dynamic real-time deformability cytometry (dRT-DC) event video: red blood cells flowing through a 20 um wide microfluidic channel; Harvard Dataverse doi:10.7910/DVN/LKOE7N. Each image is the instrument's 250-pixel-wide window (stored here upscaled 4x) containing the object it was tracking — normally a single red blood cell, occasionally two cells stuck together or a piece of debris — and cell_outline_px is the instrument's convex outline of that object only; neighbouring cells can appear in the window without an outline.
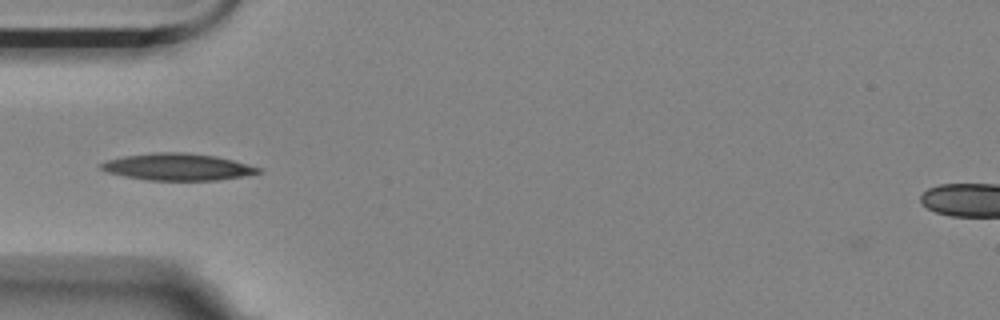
{"species": "Egyptian fruit bat (a non-hibernating species)", "species_latin": "Rousettus aegyptiacus", "temperature_condition": "room temperature", "stored_images_in_passage": 29, "camera_frame_rate_fps": 3000, "um_per_image_px": 0.085, "animal": {"sex": "female"}, "frame": {"image": 1, "passage_image": 1, "time_ms": 0.0, "image_size_px": [1000, 320], "cell_outline_px": [[264, 172], [220, 180], [148, 180], [124, 176], [108, 172], [100, 168], [100, 164], [108, 160], [124, 156], [160, 152], [184, 152], [216, 156], [232, 160], [260, 168]], "centroid_in_image_um": [15.11, 14.19], "position_along_channel_um": 69.9, "area_um2": 24.39}}
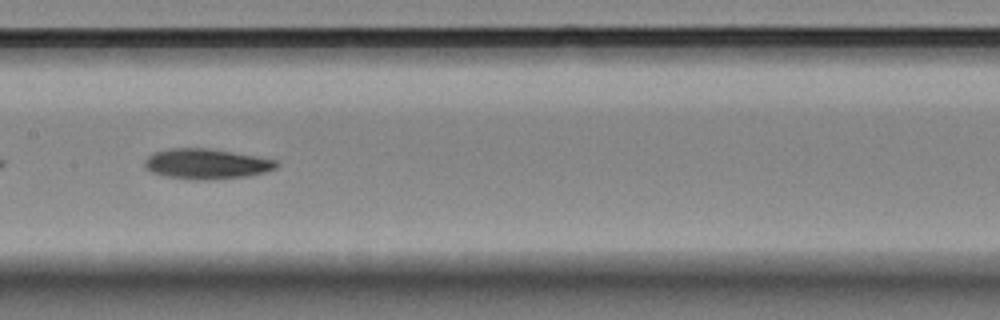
{"frame": {"image": 2, "passage_image": 11, "time_ms": 3.333, "image_size_px": [1000, 320], "cell_outline_px": [[280, 164], [276, 168], [264, 172], [248, 176], [204, 180], [196, 180], [164, 176], [152, 172], [144, 168], [144, 160], [148, 156], [156, 152], [172, 148], [208, 148], [256, 156], [276, 160]], "centroid_in_image_um": [17.54, 13.93], "position_along_channel_um": 189.9, "area_um2": 23.18}}
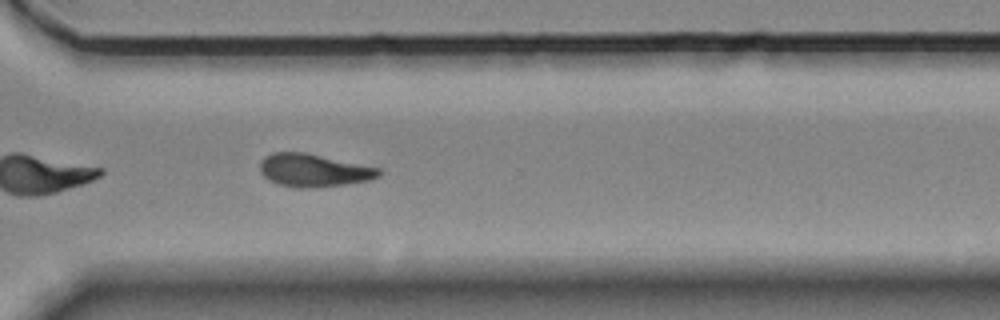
{"frame": {"image": 3, "passage_image": 24, "time_ms": 7.667, "image_size_px": [1000, 320], "cell_outline_px": [[380, 176], [368, 180], [344, 184], [312, 188], [300, 188], [280, 184], [268, 180], [260, 172], [260, 160], [264, 156], [272, 152], [304, 152], [380, 168]], "centroid_in_image_um": [26.62, 14.47], "position_along_channel_um": 344.0, "area_um2": 22.66}, "authors_computed_cell_mechanics": {"area_um2": 22.6576, "velocity_mm_per_s": 3.5632, "shape_relaxation_time_tau1_ms": 5.5169, "shape_relaxation_time_tau2_ms": null, "deformation_change_tau1": 0.1562, "deformation_change_tau2": null}}